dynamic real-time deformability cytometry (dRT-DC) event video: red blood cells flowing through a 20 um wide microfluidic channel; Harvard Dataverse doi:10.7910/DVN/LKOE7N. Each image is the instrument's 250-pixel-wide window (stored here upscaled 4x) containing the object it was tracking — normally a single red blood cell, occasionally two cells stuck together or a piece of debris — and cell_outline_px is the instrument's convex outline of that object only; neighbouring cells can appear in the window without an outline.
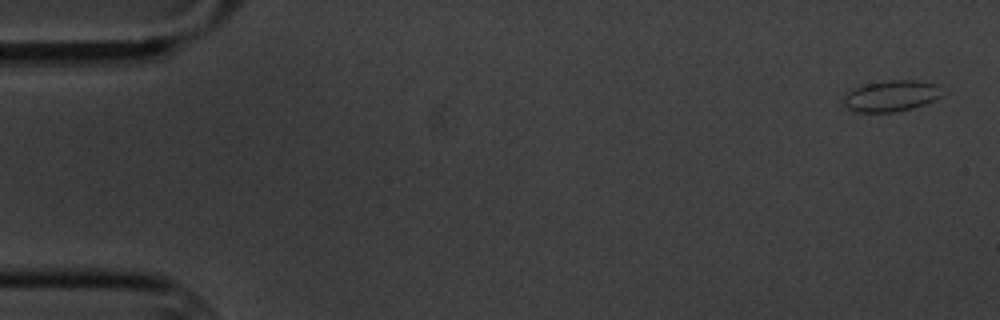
{"species": "common noctule bat (a hibernating species)", "species_latin": "Nyctalus noctula", "temperature_condition": "cold", "stored_images_in_passage": 6, "camera_frame_rate_fps": 3000, "um_per_image_px": 0.085, "animal": {"sex": "male", "body_mass_g": 20.1, "forearm_length_mm": 53.5}, "frame": {"image": 1, "passage_image": 1, "time_ms": 0.0, "image_size_px": [1000, 320], "cell_outline_px": [[940, 96], [924, 104], [912, 108], [892, 112], [856, 112], [848, 108], [844, 104], [844, 96], [852, 88], [868, 84], [888, 80], [916, 80], [936, 84]], "centroid_in_image_um": [75.69, 8.15], "position_along_channel_um": 9.3, "area_um2": 17.46}}